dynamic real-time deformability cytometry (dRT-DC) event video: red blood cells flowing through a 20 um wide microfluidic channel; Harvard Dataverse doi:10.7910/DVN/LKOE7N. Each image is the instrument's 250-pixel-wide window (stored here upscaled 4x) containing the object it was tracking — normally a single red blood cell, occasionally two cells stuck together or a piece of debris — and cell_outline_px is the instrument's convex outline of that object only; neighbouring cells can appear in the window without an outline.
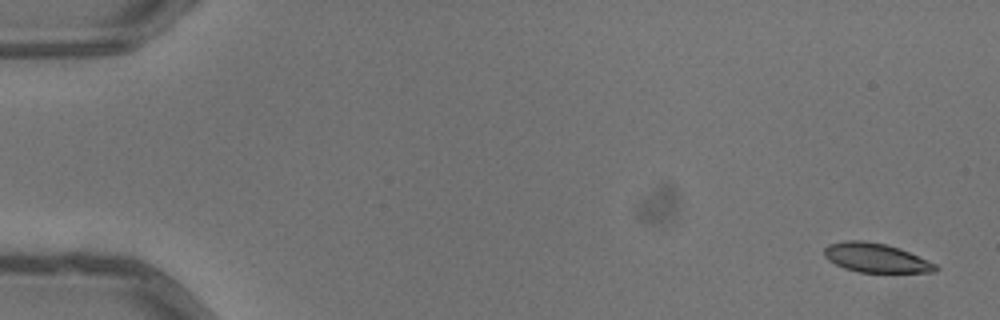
{"species": "common noctule bat (a hibernating species)", "species_latin": "Nyctalus noctula", "temperature_condition": "warm", "stored_images_in_passage": 5, "camera_frame_rate_fps": 3000, "um_per_image_px": 0.085, "animal": {"sex": "male", "body_mass_g": 13.3}, "frame": {"image": 1, "passage_image": 1, "time_ms": 0.0, "image_size_px": [1000, 320], "cell_outline_px": [[940, 268], [936, 272], [860, 272], [844, 268], [828, 260], [824, 256], [824, 248], [828, 244], [844, 240], [860, 240], [884, 244], [900, 248], [936, 264]], "centroid_in_image_um": [74.44, 21.91], "position_along_channel_um": 10.6, "area_um2": 18.84}}
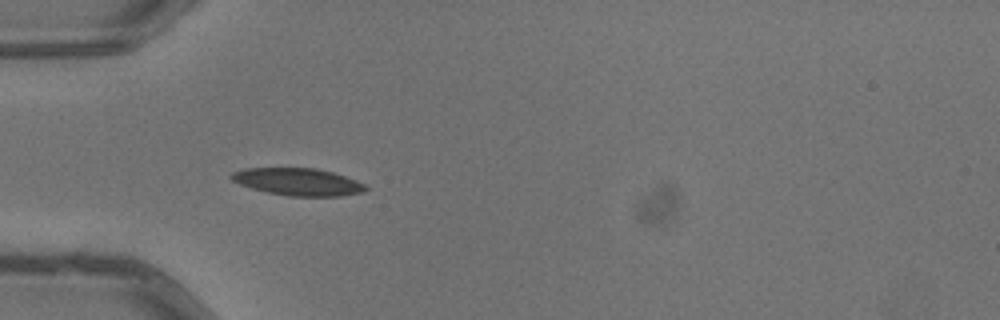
{"frame": {"image": 2, "passage_image": 4, "time_ms": 1.0, "image_size_px": [1000, 320], "cell_outline_px": [[368, 188], [364, 192], [340, 196], [288, 196], [268, 192], [252, 188], [240, 184], [232, 180], [228, 176], [232, 172], [244, 168], [316, 168], [332, 172], [356, 180], [364, 184]], "centroid_in_image_um": [25.32, 15.45], "position_along_channel_um": 59.7, "area_um2": 21.33}}
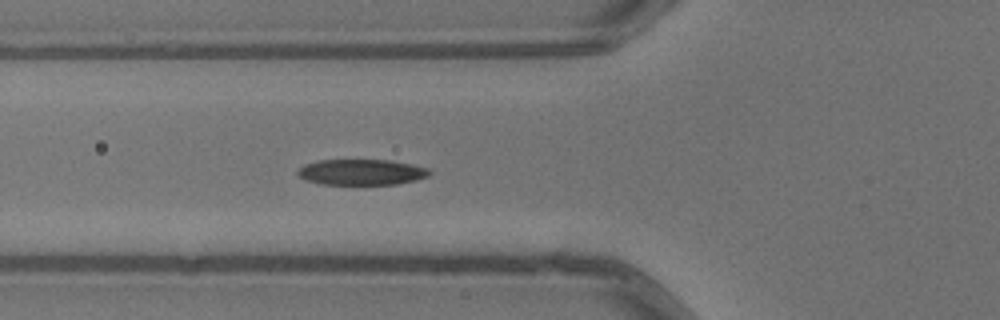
{"frame": {"image": 3, "passage_image": 5, "time_ms": 1.333, "image_size_px": [1000, 320], "cell_outline_px": [[432, 172], [428, 176], [416, 180], [396, 184], [320, 184], [308, 180], [300, 176], [296, 172], [304, 164], [320, 160], [388, 160], [412, 164], [428, 168]], "centroid_in_image_um": [30.75, 14.63], "position_along_channel_um": 95.0, "area_um2": 19.65}}